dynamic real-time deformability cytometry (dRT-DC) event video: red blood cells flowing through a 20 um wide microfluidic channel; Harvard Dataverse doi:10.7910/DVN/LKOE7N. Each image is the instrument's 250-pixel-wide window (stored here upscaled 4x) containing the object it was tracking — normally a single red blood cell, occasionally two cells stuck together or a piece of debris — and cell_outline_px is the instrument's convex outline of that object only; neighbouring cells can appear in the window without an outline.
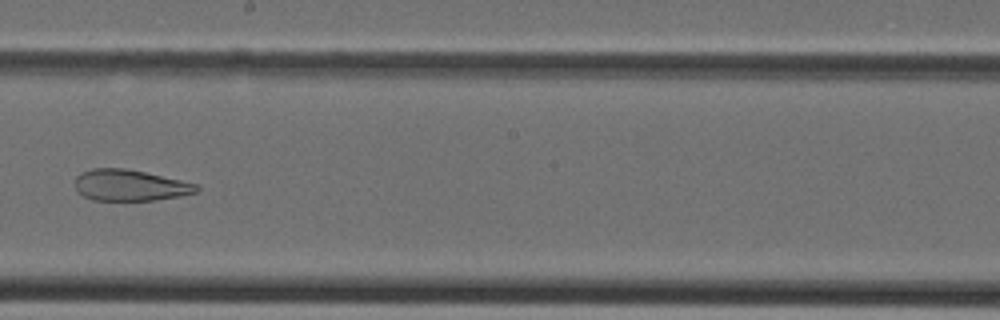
{"species": "Egyptian fruit bat (a non-hibernating species)", "species_latin": "Rousettus aegyptiacus", "temperature_condition": "cold", "stored_images_in_passage": 40, "camera_frame_rate_fps": 3000, "um_per_image_px": 0.085, "animal": {"sex": "female"}, "frame": {"image": 1, "passage_image": 23, "time_ms": 7.333, "image_size_px": [1000, 320], "cell_outline_px": [[200, 188], [196, 192], [180, 196], [156, 200], [92, 200], [76, 192], [76, 176], [80, 172], [92, 168], [124, 168], [144, 172], [180, 180], [196, 184]], "centroid_in_image_um": [11.01, 15.75], "position_along_channel_um": 237.2, "area_um2": 22.02}}
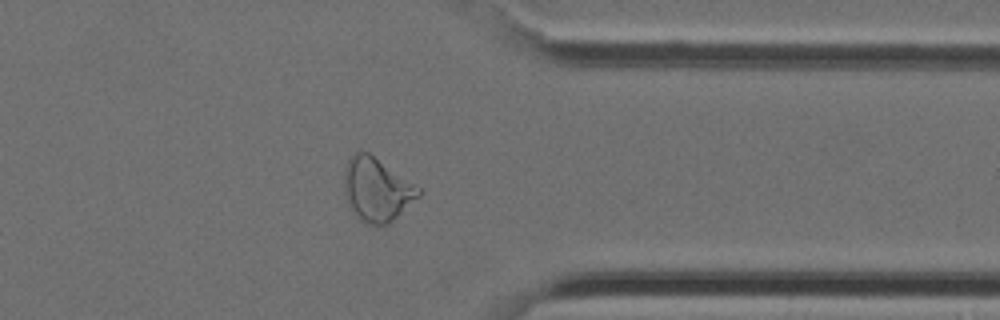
{"frame": {"image": 2, "passage_image": 32, "time_ms": 10.333, "image_size_px": [1000, 320], "cell_outline_px": [[420, 196], [388, 224], [364, 224], [352, 212], [348, 204], [344, 192], [344, 172], [348, 160], [356, 152], [368, 152], [420, 188]], "centroid_in_image_um": [32.0, 16.13], "position_along_channel_um": 379.4, "area_um2": 27.17}}
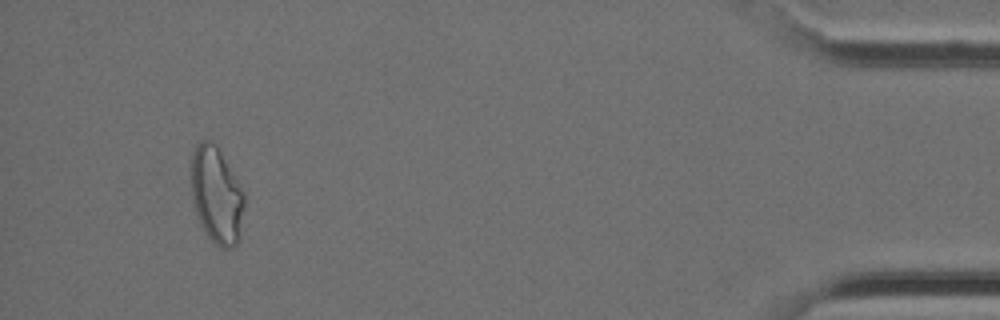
{"frame": {"image": 3, "passage_image": 38, "time_ms": 12.333, "image_size_px": [1000, 320], "cell_outline_px": [[244, 208], [240, 236], [236, 244], [232, 248], [220, 248], [212, 244], [204, 232], [196, 216], [192, 200], [192, 152], [196, 144], [200, 140], [208, 140], [216, 144], [244, 192]], "centroid_in_image_um": [18.4, 16.64], "position_along_channel_um": 416.8, "area_um2": 30.23}}